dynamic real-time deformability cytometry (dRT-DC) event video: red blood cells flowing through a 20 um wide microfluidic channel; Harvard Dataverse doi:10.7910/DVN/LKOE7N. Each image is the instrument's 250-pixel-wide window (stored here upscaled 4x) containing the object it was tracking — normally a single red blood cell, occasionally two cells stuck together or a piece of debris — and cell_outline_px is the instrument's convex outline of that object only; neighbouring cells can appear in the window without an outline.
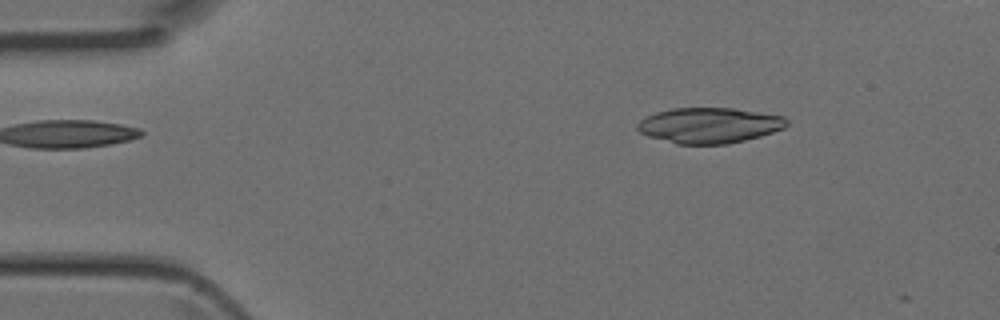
{"species": "Egyptian fruit bat (a non-hibernating species)", "species_latin": "Rousettus aegyptiacus", "temperature_condition": "room temperature", "stored_images_in_passage": 3, "camera_frame_rate_fps": 3000, "um_per_image_px": 0.085, "animal": {"sex": "female"}, "frame": {"image": 1, "passage_image": 1, "time_ms": 0.0, "image_size_px": [1000, 320], "cell_outline_px": [[788, 124], [784, 128], [760, 136], [728, 144], [676, 144], [648, 136], [640, 132], [636, 128], [636, 124], [644, 116], [656, 112], [672, 108], [732, 108], [784, 116], [788, 120]], "centroid_in_image_um": [60.26, 10.65], "position_along_channel_um": 24.7, "area_um2": 30.98}}